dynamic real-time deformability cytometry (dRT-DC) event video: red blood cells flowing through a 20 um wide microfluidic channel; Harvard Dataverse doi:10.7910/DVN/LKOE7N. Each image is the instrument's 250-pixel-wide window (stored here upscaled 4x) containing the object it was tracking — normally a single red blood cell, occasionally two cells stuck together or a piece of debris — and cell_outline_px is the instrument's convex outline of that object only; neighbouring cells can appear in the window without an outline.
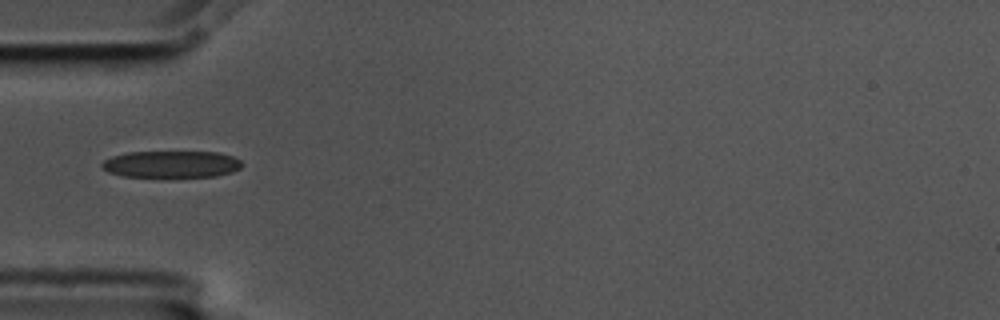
{"species": "common noctule bat (a hibernating species)", "species_latin": "Nyctalus noctula", "temperature_condition": "cold", "stored_images_in_passage": 39, "camera_frame_rate_fps": 3000, "um_per_image_px": 0.085, "animal": {"sex": "male", "body_mass_g": 17.5, "forearm_length_mm": 52.3}, "frame": {"image": 1, "passage_image": 1, "time_ms": 0.0, "image_size_px": [1000, 320], "cell_outline_px": [[244, 164], [240, 168], [232, 172], [216, 176], [120, 176], [108, 172], [100, 168], [100, 164], [104, 160], [112, 156], [128, 152], [216, 152], [232, 156], [240, 160]], "centroid_in_image_um": [14.54, 13.95], "position_along_channel_um": 70.5, "area_um2": 21.85}}
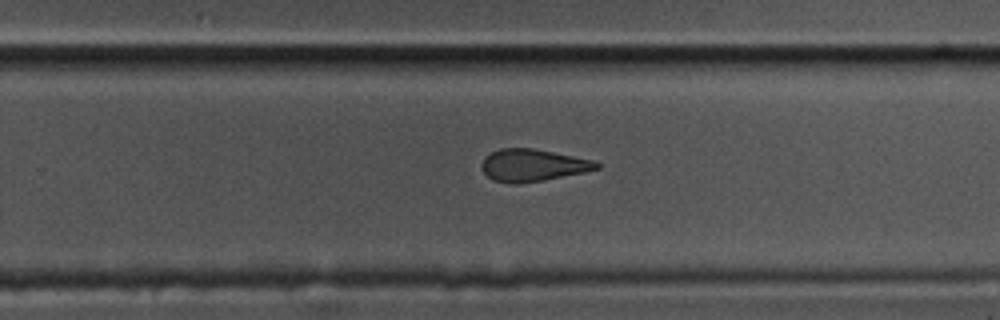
{"frame": {"image": 2, "passage_image": 19, "time_ms": 6.0, "image_size_px": [1000, 320], "cell_outline_px": [[600, 168], [584, 172], [544, 180], [516, 184], [508, 184], [492, 180], [480, 168], [480, 164], [484, 156], [500, 148], [532, 148], [592, 160], [600, 164]], "centroid_in_image_um": [45.22, 14.05], "position_along_channel_um": 284.6, "area_um2": 21.56}}
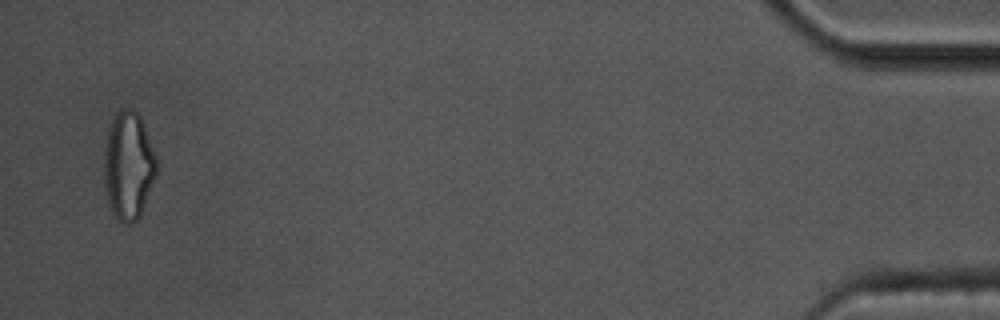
{"frame": {"image": 3, "passage_image": 38, "time_ms": 12.333, "image_size_px": [1000, 320], "cell_outline_px": [[156, 172], [140, 216], [136, 220], [128, 224], [120, 220], [116, 216], [108, 200], [104, 184], [104, 152], [108, 132], [112, 120], [116, 112], [120, 108], [132, 108], [140, 116], [156, 156]], "centroid_in_image_um": [10.9, 14.04], "position_along_channel_um": 424.3, "area_um2": 32.43}, "authors_computed_cell_mechanics": {"area_um2": 23.0044, "velocity_mm_per_s": 3.5683, "shape_relaxation_time_tau1_ms": 9.5338, "shape_relaxation_time_tau2_ms": 3.1679, "deformation_change_tau1": 0.1867, "deformation_change_tau2": 0.1138}}